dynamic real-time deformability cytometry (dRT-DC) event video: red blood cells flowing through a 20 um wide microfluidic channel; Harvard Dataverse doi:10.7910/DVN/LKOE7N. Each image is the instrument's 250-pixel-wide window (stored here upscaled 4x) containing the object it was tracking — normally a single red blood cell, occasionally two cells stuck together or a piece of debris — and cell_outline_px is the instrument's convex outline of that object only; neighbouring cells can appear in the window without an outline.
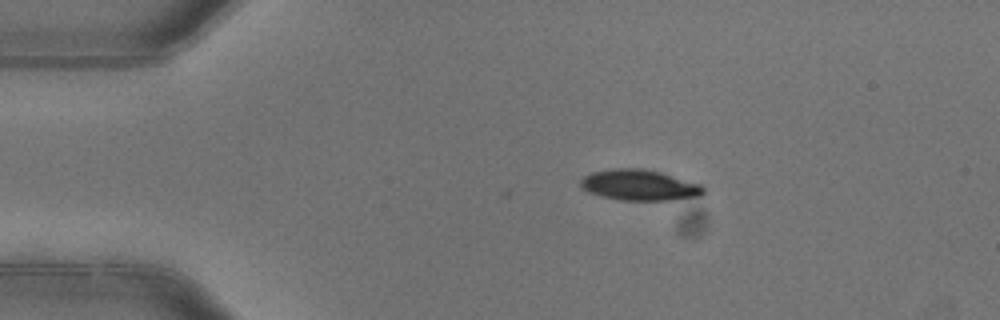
{"species": "common noctule bat (a hibernating species)", "species_latin": "Nyctalus noctula", "temperature_condition": "warm", "stored_images_in_passage": 3, "camera_frame_rate_fps": 3000, "um_per_image_px": 0.085, "animal": {"sex": "female"}, "frame": {"image": 1, "passage_image": 1, "time_ms": 0.0, "image_size_px": [1000, 320], "cell_outline_px": [[704, 192], [700, 196], [672, 200], [620, 200], [600, 196], [588, 192], [580, 188], [580, 180], [584, 176], [592, 172], [612, 168], [644, 168], [660, 172], [704, 184]], "centroid_in_image_um": [54.36, 15.73], "position_along_channel_um": 30.6, "area_um2": 22.37}}
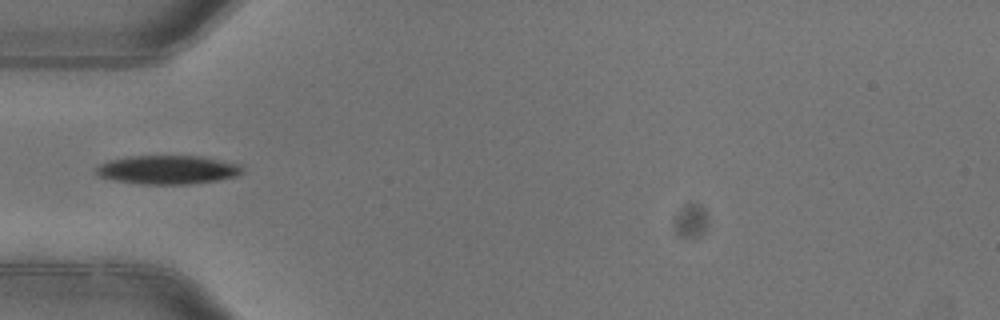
{"frame": {"image": 2, "passage_image": 3, "time_ms": 0.667, "image_size_px": [1000, 320], "cell_outline_px": [[244, 172], [236, 176], [216, 180], [188, 184], [144, 184], [116, 180], [100, 176], [96, 172], [96, 168], [100, 164], [108, 160], [124, 156], [204, 156], [240, 164], [244, 168]], "centroid_in_image_um": [14.29, 14.41], "position_along_channel_um": 70.7, "area_um2": 24.51}}